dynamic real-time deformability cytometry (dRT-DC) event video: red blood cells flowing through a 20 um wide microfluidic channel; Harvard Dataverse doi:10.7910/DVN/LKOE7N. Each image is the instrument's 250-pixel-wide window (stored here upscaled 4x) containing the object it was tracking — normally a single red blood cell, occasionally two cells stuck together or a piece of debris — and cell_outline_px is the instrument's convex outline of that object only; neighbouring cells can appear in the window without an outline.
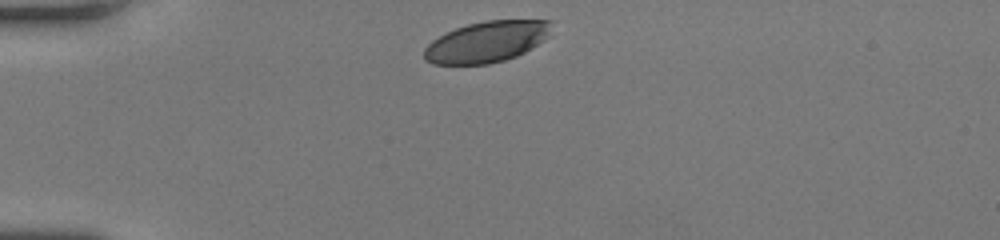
{"species": "human", "species_latin": "Homo sapiens", "temperature_condition": "room temperature", "stored_images_in_passage": 29, "camera_frame_rate_fps": 3000, "um_per_image_px": 0.085, "donor": {"sex": "female"}, "frame": {"image": 1, "passage_image": 1, "time_ms": 0.0, "image_size_px": [1000, 240], "cell_outline_px": [[552, 20], [548, 36], [544, 40], [524, 52], [516, 56], [504, 60], [488, 64], [432, 64], [424, 60], [424, 48], [432, 40], [456, 28], [468, 24], [484, 20]], "centroid_in_image_um": [41.35, 3.55], "position_along_channel_um": 43.6, "area_um2": 30.29}}
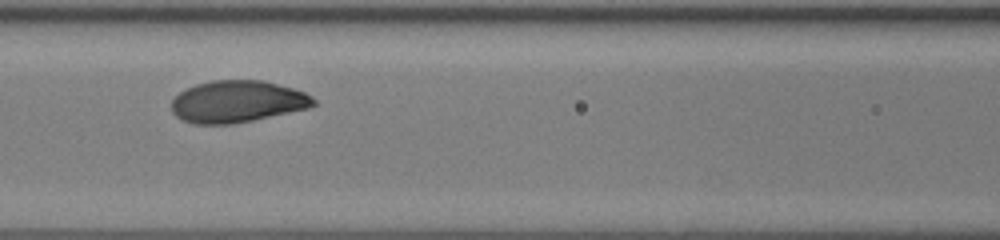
{"frame": {"image": 2, "passage_image": 11, "time_ms": 3.333, "image_size_px": [1000, 240], "cell_outline_px": [[316, 104], [308, 108], [252, 120], [232, 124], [192, 124], [176, 116], [172, 112], [172, 100], [180, 92], [196, 84], [212, 80], [264, 80], [292, 88], [304, 92], [312, 96], [316, 100]], "centroid_in_image_um": [20.17, 8.63], "position_along_channel_um": 146.4, "area_um2": 34.56}}
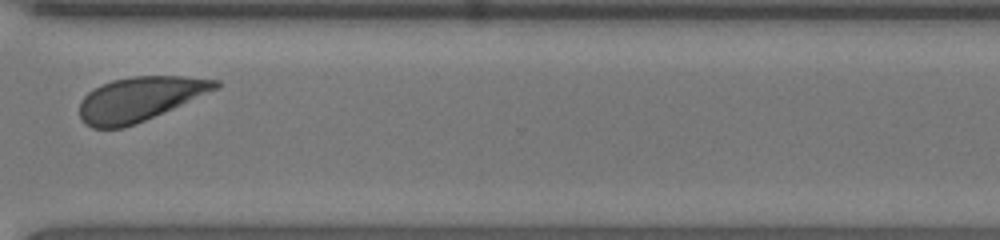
{"frame": {"image": 3, "passage_image": 26, "time_ms": 8.333, "image_size_px": [1000, 240], "cell_outline_px": [[220, 84], [216, 88], [172, 108], [136, 124], [124, 128], [92, 128], [84, 124], [80, 120], [80, 100], [88, 92], [112, 80], [132, 76], [184, 76], [220, 80]], "centroid_in_image_um": [11.81, 8.42], "position_along_channel_um": 358.8, "area_um2": 34.56}, "authors_computed_cell_mechanics": {"area_um2": 34.7956, "velocity_mm_per_s": 4.2288, "shape_relaxation_time_tau1_ms": 2.0222, "shape_relaxation_time_tau2_ms": null, "deformation_change_tau1": 0.1328, "deformation_change_tau2": null}}